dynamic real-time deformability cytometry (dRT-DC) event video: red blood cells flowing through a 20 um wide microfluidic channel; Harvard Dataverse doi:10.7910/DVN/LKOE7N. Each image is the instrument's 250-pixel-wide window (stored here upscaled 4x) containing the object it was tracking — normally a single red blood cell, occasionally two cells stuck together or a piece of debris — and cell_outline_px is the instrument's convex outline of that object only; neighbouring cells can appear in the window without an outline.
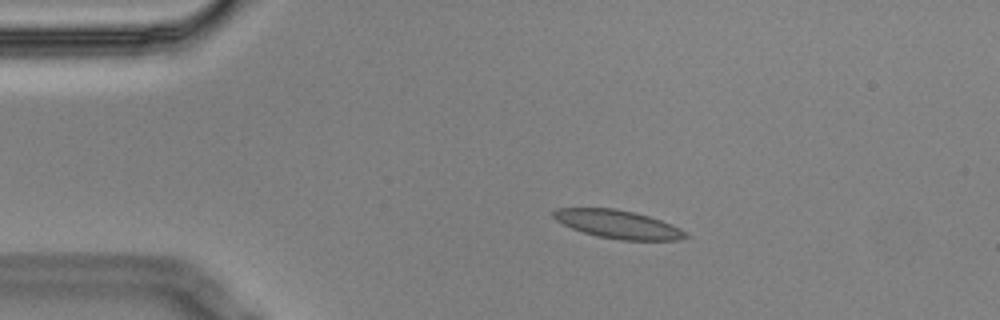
{"species": "Egyptian fruit bat (a non-hibernating species)", "species_latin": "Rousettus aegyptiacus", "temperature_condition": "cold", "stored_images_in_passage": 3, "camera_frame_rate_fps": 3000, "um_per_image_px": 0.085, "animal": {"sex": "male"}, "frame": {"image": 1, "passage_image": 2, "time_ms": 0.333, "image_size_px": [1000, 320], "cell_outline_px": [[692, 236], [680, 240], [620, 240], [596, 236], [572, 228], [556, 220], [552, 216], [552, 212], [556, 208], [616, 208], [648, 216], [660, 220], [680, 228], [688, 232]], "centroid_in_image_um": [52.56, 19.07], "position_along_channel_um": 32.4, "area_um2": 21.79}}